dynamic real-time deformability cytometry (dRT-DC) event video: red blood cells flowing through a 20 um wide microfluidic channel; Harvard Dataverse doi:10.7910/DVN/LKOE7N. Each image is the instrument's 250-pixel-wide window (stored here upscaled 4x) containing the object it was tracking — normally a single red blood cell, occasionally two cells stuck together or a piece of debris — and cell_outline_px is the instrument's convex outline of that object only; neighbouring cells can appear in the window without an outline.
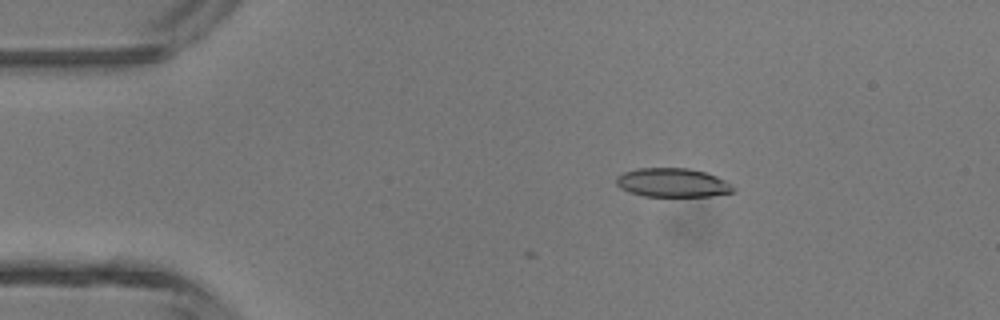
{"species": "common noctule bat (a hibernating species)", "species_latin": "Nyctalus noctula", "temperature_condition": "room temperature", "stored_images_in_passage": 5, "camera_frame_rate_fps": 3000, "um_per_image_px": 0.085, "animal": {"sex": "male", "body_mass_g": 13.3}, "frame": {"image": 1, "passage_image": 2, "time_ms": 0.333, "image_size_px": [1000, 320], "cell_outline_px": [[736, 192], [712, 196], [644, 196], [628, 192], [620, 188], [616, 184], [616, 176], [624, 172], [636, 168], [688, 168], [704, 172], [728, 180], [736, 188]], "centroid_in_image_um": [57.2, 15.53], "position_along_channel_um": 27.8, "area_um2": 20.0}}
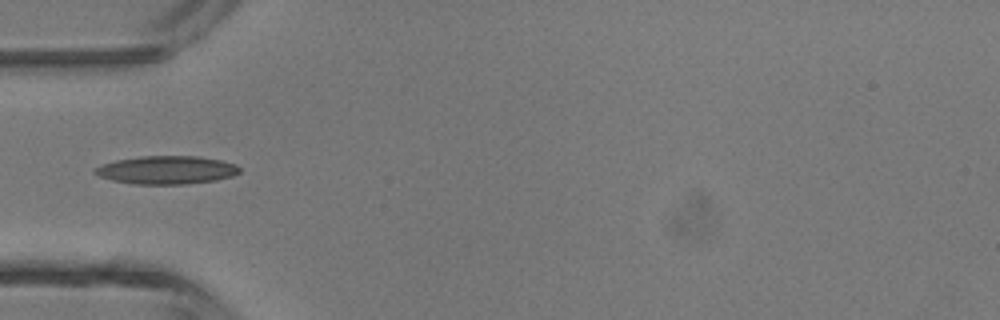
{"frame": {"image": 2, "passage_image": 4, "time_ms": 1.0, "image_size_px": [1000, 320], "cell_outline_px": [[240, 172], [232, 176], [216, 180], [184, 184], [132, 184], [112, 180], [100, 176], [92, 172], [92, 168], [100, 164], [116, 160], [140, 156], [196, 156], [220, 160], [236, 164], [240, 168]], "centroid_in_image_um": [14.12, 14.44], "position_along_channel_um": 70.9, "area_um2": 23.87}}
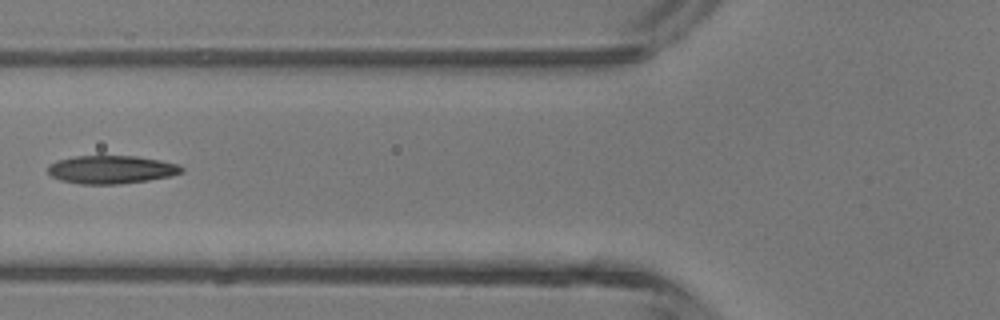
{"frame": {"image": 3, "passage_image": 5, "time_ms": 1.333, "image_size_px": [1000, 320], "cell_outline_px": [[184, 172], [168, 176], [148, 180], [120, 184], [80, 184], [60, 180], [52, 176], [48, 172], [48, 164], [56, 160], [72, 156], [136, 156], [160, 160], [176, 164], [184, 168]], "centroid_in_image_um": [9.42, 14.41], "position_along_channel_um": 116.4, "area_um2": 21.96}}